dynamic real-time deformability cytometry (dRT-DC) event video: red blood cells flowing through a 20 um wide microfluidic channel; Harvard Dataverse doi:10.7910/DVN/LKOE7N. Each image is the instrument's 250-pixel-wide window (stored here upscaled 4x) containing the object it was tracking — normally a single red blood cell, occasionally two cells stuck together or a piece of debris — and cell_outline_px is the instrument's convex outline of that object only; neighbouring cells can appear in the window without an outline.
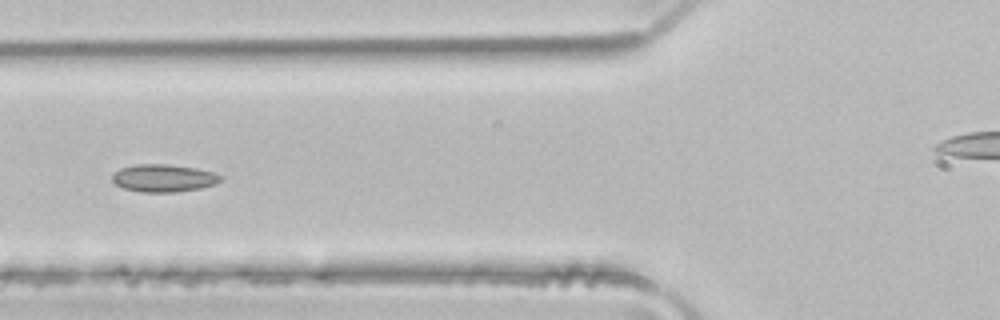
{"species": "common noctule bat (a hibernating species)", "species_latin": "Nyctalus noctula", "temperature_condition": "room temperature", "stored_images_in_passage": 6, "segment_of_instrument_passage": [1, 2], "camera_frame_rate_fps": 3000, "um_per_image_px": 0.085, "animal": {"sex": "male", "body_mass_g": 21.5, "forearm_length_mm": 52.0}, "frame": {"image": 1, "passage_image": 5, "time_ms": 1.333, "image_size_px": [1000, 320], "cell_outline_px": [[224, 180], [216, 184], [200, 188], [176, 192], [140, 192], [124, 188], [116, 184], [112, 180], [112, 176], [120, 168], [136, 164], [168, 164], [196, 168], [216, 172], [224, 176]], "centroid_in_image_um": [13.98, 15.13], "position_along_channel_um": 111.8, "area_um2": 17.63}}